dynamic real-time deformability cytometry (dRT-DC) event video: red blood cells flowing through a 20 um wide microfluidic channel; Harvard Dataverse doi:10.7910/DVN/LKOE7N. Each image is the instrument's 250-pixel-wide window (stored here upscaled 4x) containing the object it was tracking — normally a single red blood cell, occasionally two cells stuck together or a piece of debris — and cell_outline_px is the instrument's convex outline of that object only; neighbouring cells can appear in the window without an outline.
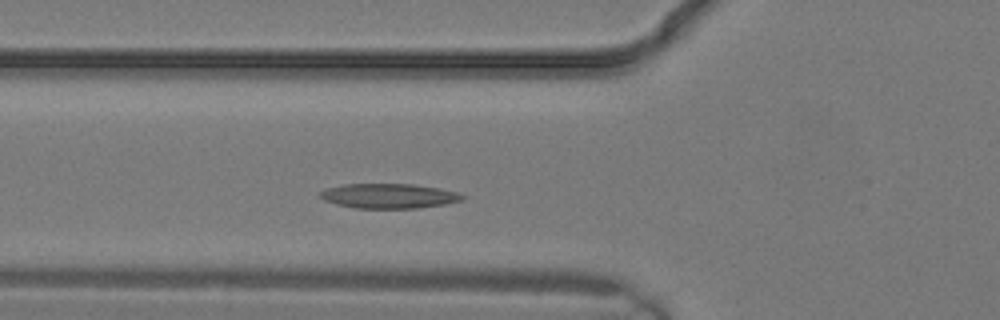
{"species": "common noctule bat (a hibernating species)", "species_latin": "Nyctalus noctula", "temperature_condition": "warm", "stored_images_in_passage": 15, "camera_frame_rate_fps": 3000, "um_per_image_px": 0.085, "animal": {"sex": "male", "body_mass_g": 19.2, "forearm_length_mm": 51.8}, "frame": {"image": 1, "passage_image": 5, "time_ms": 1.333, "image_size_px": [1000, 320], "cell_outline_px": [[464, 200], [444, 204], [420, 208], [356, 208], [336, 204], [324, 200], [320, 196], [320, 192], [328, 188], [344, 184], [412, 184], [440, 188], [456, 192], [464, 196]], "centroid_in_image_um": [33.07, 16.66], "position_along_channel_um": 92.7, "area_um2": 20.4}}
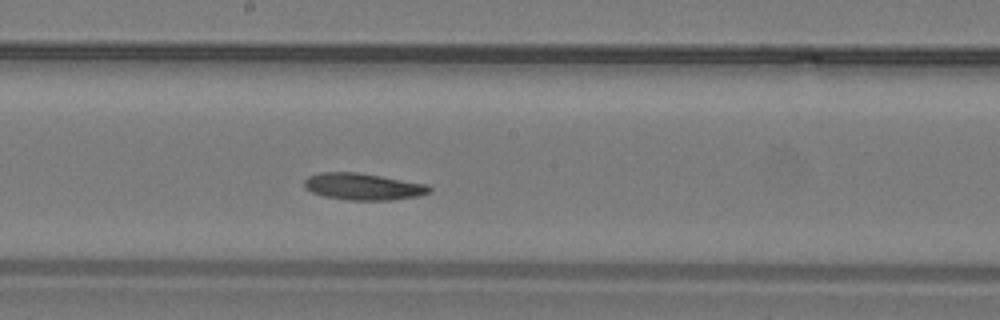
{"frame": {"image": 2, "passage_image": 10, "time_ms": 3.0, "image_size_px": [1000, 320], "cell_outline_px": [[432, 192], [420, 196], [392, 200], [352, 200], [324, 196], [312, 192], [304, 188], [304, 180], [308, 176], [320, 172], [356, 172], [428, 184], [432, 188]], "centroid_in_image_um": [30.89, 15.86], "position_along_channel_um": 217.3, "area_um2": 19.59}}
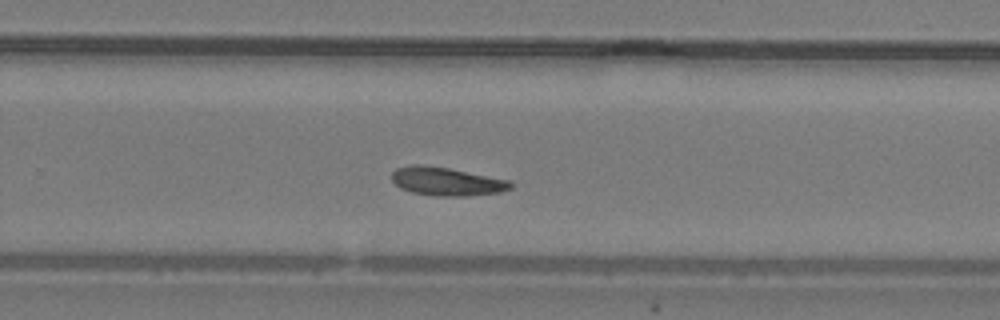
{"frame": {"image": 3, "passage_image": 13, "time_ms": 4.0, "image_size_px": [1000, 320], "cell_outline_px": [[512, 188], [500, 192], [468, 196], [436, 196], [412, 192], [400, 188], [392, 180], [392, 172], [396, 168], [416, 164], [420, 164], [448, 168], [508, 180], [512, 184]], "centroid_in_image_um": [37.94, 15.43], "position_along_channel_um": 291.9, "area_um2": 19.48}}